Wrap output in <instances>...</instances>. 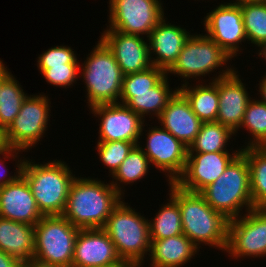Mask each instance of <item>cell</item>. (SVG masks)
I'll return each mask as SVG.
<instances>
[{"label":"cell","instance_id":"obj_41","mask_svg":"<svg viewBox=\"0 0 266 267\" xmlns=\"http://www.w3.org/2000/svg\"><path fill=\"white\" fill-rule=\"evenodd\" d=\"M134 266H135V263H132V262H129L126 260H122L121 262H119L115 265H112V266H108V267H134Z\"/></svg>","mask_w":266,"mask_h":267},{"label":"cell","instance_id":"obj_26","mask_svg":"<svg viewBox=\"0 0 266 267\" xmlns=\"http://www.w3.org/2000/svg\"><path fill=\"white\" fill-rule=\"evenodd\" d=\"M150 167L152 166L147 156L139 145H135L116 172L110 176L113 178L110 183L125 198V187L143 180L150 172Z\"/></svg>","mask_w":266,"mask_h":267},{"label":"cell","instance_id":"obj_35","mask_svg":"<svg viewBox=\"0 0 266 267\" xmlns=\"http://www.w3.org/2000/svg\"><path fill=\"white\" fill-rule=\"evenodd\" d=\"M70 46H54L43 51L37 58L38 69H48L50 67L64 66L65 64H80L77 59V51H73Z\"/></svg>","mask_w":266,"mask_h":267},{"label":"cell","instance_id":"obj_37","mask_svg":"<svg viewBox=\"0 0 266 267\" xmlns=\"http://www.w3.org/2000/svg\"><path fill=\"white\" fill-rule=\"evenodd\" d=\"M23 152L24 151L14 149L7 145L2 150H0V187L16 181L21 176L23 164L26 159L25 156L23 157L20 155V153L22 154ZM7 159H9V161H15L16 168L14 170V175L12 173H8L9 169L6 168L8 166H6L5 164V161Z\"/></svg>","mask_w":266,"mask_h":267},{"label":"cell","instance_id":"obj_13","mask_svg":"<svg viewBox=\"0 0 266 267\" xmlns=\"http://www.w3.org/2000/svg\"><path fill=\"white\" fill-rule=\"evenodd\" d=\"M205 35L212 39L232 59L244 50L242 42L248 40L244 31L242 10L233 2L220 3L203 17Z\"/></svg>","mask_w":266,"mask_h":267},{"label":"cell","instance_id":"obj_25","mask_svg":"<svg viewBox=\"0 0 266 267\" xmlns=\"http://www.w3.org/2000/svg\"><path fill=\"white\" fill-rule=\"evenodd\" d=\"M208 81V79L203 82L197 81L195 85L192 84L193 86L189 82L178 86L179 92L186 98L193 112L203 123L216 122L219 109L218 87L214 81Z\"/></svg>","mask_w":266,"mask_h":267},{"label":"cell","instance_id":"obj_32","mask_svg":"<svg viewBox=\"0 0 266 267\" xmlns=\"http://www.w3.org/2000/svg\"><path fill=\"white\" fill-rule=\"evenodd\" d=\"M242 10L244 31L249 43L260 48L266 42V3L239 4Z\"/></svg>","mask_w":266,"mask_h":267},{"label":"cell","instance_id":"obj_11","mask_svg":"<svg viewBox=\"0 0 266 267\" xmlns=\"http://www.w3.org/2000/svg\"><path fill=\"white\" fill-rule=\"evenodd\" d=\"M107 3L109 25L106 28L146 38L166 15L161 0H109Z\"/></svg>","mask_w":266,"mask_h":267},{"label":"cell","instance_id":"obj_7","mask_svg":"<svg viewBox=\"0 0 266 267\" xmlns=\"http://www.w3.org/2000/svg\"><path fill=\"white\" fill-rule=\"evenodd\" d=\"M102 229L114 243L122 260L144 264L148 255V262L151 250L149 218L130 207L128 202L121 200Z\"/></svg>","mask_w":266,"mask_h":267},{"label":"cell","instance_id":"obj_4","mask_svg":"<svg viewBox=\"0 0 266 267\" xmlns=\"http://www.w3.org/2000/svg\"><path fill=\"white\" fill-rule=\"evenodd\" d=\"M230 60L234 59L204 33H192L185 41L176 62L166 73L168 76L173 74L178 79L182 78L181 85L188 83L191 78L194 81L196 78L198 82L200 80L203 82L206 76L210 78V81H214L226 77L235 69L233 64L231 67L228 65ZM217 69L220 71L216 72ZM214 71L215 77L211 78L209 74L212 75Z\"/></svg>","mask_w":266,"mask_h":267},{"label":"cell","instance_id":"obj_6","mask_svg":"<svg viewBox=\"0 0 266 267\" xmlns=\"http://www.w3.org/2000/svg\"><path fill=\"white\" fill-rule=\"evenodd\" d=\"M97 42L79 67V79L86 85L88 108L119 103L124 76L112 51L100 38Z\"/></svg>","mask_w":266,"mask_h":267},{"label":"cell","instance_id":"obj_5","mask_svg":"<svg viewBox=\"0 0 266 267\" xmlns=\"http://www.w3.org/2000/svg\"><path fill=\"white\" fill-rule=\"evenodd\" d=\"M200 194L210 207L229 220L242 216L244 209L245 213L254 209L247 157L240 152L225 168L224 173Z\"/></svg>","mask_w":266,"mask_h":267},{"label":"cell","instance_id":"obj_30","mask_svg":"<svg viewBox=\"0 0 266 267\" xmlns=\"http://www.w3.org/2000/svg\"><path fill=\"white\" fill-rule=\"evenodd\" d=\"M239 129L249 133V141L245 140L242 149L250 147H266V103L253 97L244 113ZM247 141V142H246Z\"/></svg>","mask_w":266,"mask_h":267},{"label":"cell","instance_id":"obj_40","mask_svg":"<svg viewBox=\"0 0 266 267\" xmlns=\"http://www.w3.org/2000/svg\"><path fill=\"white\" fill-rule=\"evenodd\" d=\"M10 69L5 66V63L0 58V89L3 84V82L12 74Z\"/></svg>","mask_w":266,"mask_h":267},{"label":"cell","instance_id":"obj_16","mask_svg":"<svg viewBox=\"0 0 266 267\" xmlns=\"http://www.w3.org/2000/svg\"><path fill=\"white\" fill-rule=\"evenodd\" d=\"M100 39L112 51L123 75L141 72L152 66L147 38L114 29H103Z\"/></svg>","mask_w":266,"mask_h":267},{"label":"cell","instance_id":"obj_27","mask_svg":"<svg viewBox=\"0 0 266 267\" xmlns=\"http://www.w3.org/2000/svg\"><path fill=\"white\" fill-rule=\"evenodd\" d=\"M250 169V192L254 208L266 209V147L244 148Z\"/></svg>","mask_w":266,"mask_h":267},{"label":"cell","instance_id":"obj_33","mask_svg":"<svg viewBox=\"0 0 266 267\" xmlns=\"http://www.w3.org/2000/svg\"><path fill=\"white\" fill-rule=\"evenodd\" d=\"M166 75L165 70L154 65L144 71L124 75L121 93L149 92Z\"/></svg>","mask_w":266,"mask_h":267},{"label":"cell","instance_id":"obj_18","mask_svg":"<svg viewBox=\"0 0 266 267\" xmlns=\"http://www.w3.org/2000/svg\"><path fill=\"white\" fill-rule=\"evenodd\" d=\"M121 261L114 243L102 228L79 229L72 267H108Z\"/></svg>","mask_w":266,"mask_h":267},{"label":"cell","instance_id":"obj_31","mask_svg":"<svg viewBox=\"0 0 266 267\" xmlns=\"http://www.w3.org/2000/svg\"><path fill=\"white\" fill-rule=\"evenodd\" d=\"M16 79L17 78L11 74L3 82L0 89V129L3 132L19 114L25 98L29 95Z\"/></svg>","mask_w":266,"mask_h":267},{"label":"cell","instance_id":"obj_2","mask_svg":"<svg viewBox=\"0 0 266 267\" xmlns=\"http://www.w3.org/2000/svg\"><path fill=\"white\" fill-rule=\"evenodd\" d=\"M76 176L73 180L63 216L79 229L103 228L113 209L124 197L98 178ZM106 183V184H105Z\"/></svg>","mask_w":266,"mask_h":267},{"label":"cell","instance_id":"obj_36","mask_svg":"<svg viewBox=\"0 0 266 267\" xmlns=\"http://www.w3.org/2000/svg\"><path fill=\"white\" fill-rule=\"evenodd\" d=\"M80 64H65L64 66L50 67L48 69H38L42 78L54 87L64 89L74 86L79 80Z\"/></svg>","mask_w":266,"mask_h":267},{"label":"cell","instance_id":"obj_15","mask_svg":"<svg viewBox=\"0 0 266 267\" xmlns=\"http://www.w3.org/2000/svg\"><path fill=\"white\" fill-rule=\"evenodd\" d=\"M228 150L233 152L188 153L184 172L175 184L185 191L200 193L224 173L242 148Z\"/></svg>","mask_w":266,"mask_h":267},{"label":"cell","instance_id":"obj_12","mask_svg":"<svg viewBox=\"0 0 266 267\" xmlns=\"http://www.w3.org/2000/svg\"><path fill=\"white\" fill-rule=\"evenodd\" d=\"M225 253L237 261L266 257V209L254 208L229 220Z\"/></svg>","mask_w":266,"mask_h":267},{"label":"cell","instance_id":"obj_10","mask_svg":"<svg viewBox=\"0 0 266 267\" xmlns=\"http://www.w3.org/2000/svg\"><path fill=\"white\" fill-rule=\"evenodd\" d=\"M145 121L141 136L144 132L145 145H141L142 141H139L138 145L149 159L151 165L164 173L168 183H175L176 180L183 174L186 160L188 157V147L180 140L175 138L169 131L161 127L160 125H150ZM151 126V127H148ZM147 126V130H145ZM144 131V132H143ZM163 171V172H162Z\"/></svg>","mask_w":266,"mask_h":267},{"label":"cell","instance_id":"obj_42","mask_svg":"<svg viewBox=\"0 0 266 267\" xmlns=\"http://www.w3.org/2000/svg\"><path fill=\"white\" fill-rule=\"evenodd\" d=\"M258 53L257 56L260 58H264V60L266 61V42L258 49V51H256ZM266 63V62H265Z\"/></svg>","mask_w":266,"mask_h":267},{"label":"cell","instance_id":"obj_44","mask_svg":"<svg viewBox=\"0 0 266 267\" xmlns=\"http://www.w3.org/2000/svg\"><path fill=\"white\" fill-rule=\"evenodd\" d=\"M4 132L0 129V150L5 147Z\"/></svg>","mask_w":266,"mask_h":267},{"label":"cell","instance_id":"obj_8","mask_svg":"<svg viewBox=\"0 0 266 267\" xmlns=\"http://www.w3.org/2000/svg\"><path fill=\"white\" fill-rule=\"evenodd\" d=\"M78 231L63 215L43 216L34 226L35 249L30 267H72Z\"/></svg>","mask_w":266,"mask_h":267},{"label":"cell","instance_id":"obj_3","mask_svg":"<svg viewBox=\"0 0 266 267\" xmlns=\"http://www.w3.org/2000/svg\"><path fill=\"white\" fill-rule=\"evenodd\" d=\"M39 163L27 157L21 176L27 181L43 216L62 215L76 176L68 163L61 159Z\"/></svg>","mask_w":266,"mask_h":267},{"label":"cell","instance_id":"obj_14","mask_svg":"<svg viewBox=\"0 0 266 267\" xmlns=\"http://www.w3.org/2000/svg\"><path fill=\"white\" fill-rule=\"evenodd\" d=\"M98 118L97 142L127 141L138 145L145 121L134 111L121 103L99 104L89 108Z\"/></svg>","mask_w":266,"mask_h":267},{"label":"cell","instance_id":"obj_43","mask_svg":"<svg viewBox=\"0 0 266 267\" xmlns=\"http://www.w3.org/2000/svg\"><path fill=\"white\" fill-rule=\"evenodd\" d=\"M230 2L236 3V4H244V3H257V2H264V0H231Z\"/></svg>","mask_w":266,"mask_h":267},{"label":"cell","instance_id":"obj_9","mask_svg":"<svg viewBox=\"0 0 266 267\" xmlns=\"http://www.w3.org/2000/svg\"><path fill=\"white\" fill-rule=\"evenodd\" d=\"M38 94L25 98L19 114L4 131L5 145L28 152L46 137L52 106L48 95Z\"/></svg>","mask_w":266,"mask_h":267},{"label":"cell","instance_id":"obj_17","mask_svg":"<svg viewBox=\"0 0 266 267\" xmlns=\"http://www.w3.org/2000/svg\"><path fill=\"white\" fill-rule=\"evenodd\" d=\"M235 68L229 75L214 80L218 87L219 109L216 122L230 128L235 135L238 131L246 107L253 98L246 88V83L242 82L241 75Z\"/></svg>","mask_w":266,"mask_h":267},{"label":"cell","instance_id":"obj_24","mask_svg":"<svg viewBox=\"0 0 266 267\" xmlns=\"http://www.w3.org/2000/svg\"><path fill=\"white\" fill-rule=\"evenodd\" d=\"M168 78L166 75L156 86L149 89V92L121 93L119 103L126 105L144 121H146L145 116L148 117V115L149 118L156 117L157 119L168 102L179 91L178 87H175V90L170 87Z\"/></svg>","mask_w":266,"mask_h":267},{"label":"cell","instance_id":"obj_38","mask_svg":"<svg viewBox=\"0 0 266 267\" xmlns=\"http://www.w3.org/2000/svg\"><path fill=\"white\" fill-rule=\"evenodd\" d=\"M14 256L8 255L7 253L0 250V267H24Z\"/></svg>","mask_w":266,"mask_h":267},{"label":"cell","instance_id":"obj_22","mask_svg":"<svg viewBox=\"0 0 266 267\" xmlns=\"http://www.w3.org/2000/svg\"><path fill=\"white\" fill-rule=\"evenodd\" d=\"M35 249L34 225L0 217V250L14 256L25 266L33 263Z\"/></svg>","mask_w":266,"mask_h":267},{"label":"cell","instance_id":"obj_34","mask_svg":"<svg viewBox=\"0 0 266 267\" xmlns=\"http://www.w3.org/2000/svg\"><path fill=\"white\" fill-rule=\"evenodd\" d=\"M96 146L99 161L109 169V176H112L135 144L127 141H109L97 142Z\"/></svg>","mask_w":266,"mask_h":267},{"label":"cell","instance_id":"obj_39","mask_svg":"<svg viewBox=\"0 0 266 267\" xmlns=\"http://www.w3.org/2000/svg\"><path fill=\"white\" fill-rule=\"evenodd\" d=\"M261 78L262 79L260 81H258L259 82V84H258L259 90H257L258 91L257 95L259 94L258 98L262 102L266 103V72H265L264 76H262Z\"/></svg>","mask_w":266,"mask_h":267},{"label":"cell","instance_id":"obj_45","mask_svg":"<svg viewBox=\"0 0 266 267\" xmlns=\"http://www.w3.org/2000/svg\"><path fill=\"white\" fill-rule=\"evenodd\" d=\"M143 265H145V264H135V266L134 267H143Z\"/></svg>","mask_w":266,"mask_h":267},{"label":"cell","instance_id":"obj_20","mask_svg":"<svg viewBox=\"0 0 266 267\" xmlns=\"http://www.w3.org/2000/svg\"><path fill=\"white\" fill-rule=\"evenodd\" d=\"M0 217L34 226L43 217L22 176L0 187Z\"/></svg>","mask_w":266,"mask_h":267},{"label":"cell","instance_id":"obj_19","mask_svg":"<svg viewBox=\"0 0 266 267\" xmlns=\"http://www.w3.org/2000/svg\"><path fill=\"white\" fill-rule=\"evenodd\" d=\"M167 19L164 16L147 37L151 64L166 72L176 62L185 41L192 34Z\"/></svg>","mask_w":266,"mask_h":267},{"label":"cell","instance_id":"obj_28","mask_svg":"<svg viewBox=\"0 0 266 267\" xmlns=\"http://www.w3.org/2000/svg\"><path fill=\"white\" fill-rule=\"evenodd\" d=\"M235 133L228 127L217 123H202L195 140L188 147V153L230 152L226 147Z\"/></svg>","mask_w":266,"mask_h":267},{"label":"cell","instance_id":"obj_1","mask_svg":"<svg viewBox=\"0 0 266 267\" xmlns=\"http://www.w3.org/2000/svg\"><path fill=\"white\" fill-rule=\"evenodd\" d=\"M170 195L179 205L183 234L199 249L209 246L226 251L228 245L229 219L214 210L200 193L181 189L168 183Z\"/></svg>","mask_w":266,"mask_h":267},{"label":"cell","instance_id":"obj_21","mask_svg":"<svg viewBox=\"0 0 266 267\" xmlns=\"http://www.w3.org/2000/svg\"><path fill=\"white\" fill-rule=\"evenodd\" d=\"M157 120L158 125L161 123V127L169 131L187 147L195 140L203 123L179 91L168 102Z\"/></svg>","mask_w":266,"mask_h":267},{"label":"cell","instance_id":"obj_29","mask_svg":"<svg viewBox=\"0 0 266 267\" xmlns=\"http://www.w3.org/2000/svg\"><path fill=\"white\" fill-rule=\"evenodd\" d=\"M155 215L149 219L150 240L183 234L179 205L170 195Z\"/></svg>","mask_w":266,"mask_h":267},{"label":"cell","instance_id":"obj_23","mask_svg":"<svg viewBox=\"0 0 266 267\" xmlns=\"http://www.w3.org/2000/svg\"><path fill=\"white\" fill-rule=\"evenodd\" d=\"M200 249L184 234L151 240L150 267H182L197 257Z\"/></svg>","mask_w":266,"mask_h":267}]
</instances>
